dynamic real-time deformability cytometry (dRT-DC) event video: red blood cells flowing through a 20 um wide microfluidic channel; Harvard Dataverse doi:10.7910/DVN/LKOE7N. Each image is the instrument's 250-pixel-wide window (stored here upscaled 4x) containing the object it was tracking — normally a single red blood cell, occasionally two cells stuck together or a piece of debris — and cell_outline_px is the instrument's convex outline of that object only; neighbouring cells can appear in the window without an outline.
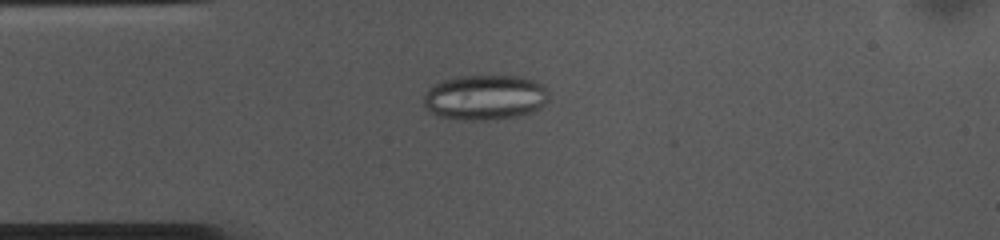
{"species": "common noctule bat (a hibernating species)", "species_latin": "Nyctalus noctula", "temperature_condition": "cold", "stored_images_in_passage": 21, "camera_frame_rate_fps": 3000, "um_per_image_px": 0.085, "animal": {"sex": "female", "body_mass_g": 10.0, "forearm_length_mm": 53.1}, "frame": {"image": 1, "passage_image": 12, "time_ms": 3.667, "image_size_px": [1000, 240], "cell_outline_px": [[548, 100], [540, 108], [532, 112], [516, 116], [484, 120], [468, 120], [440, 116], [432, 112], [424, 104], [424, 96], [428, 88], [444, 80], [460, 76], [524, 76], [536, 80], [548, 92]], "centroid_in_image_um": [41.26, 8.26], "position_along_channel_um": 43.7, "area_um2": 32.66}}